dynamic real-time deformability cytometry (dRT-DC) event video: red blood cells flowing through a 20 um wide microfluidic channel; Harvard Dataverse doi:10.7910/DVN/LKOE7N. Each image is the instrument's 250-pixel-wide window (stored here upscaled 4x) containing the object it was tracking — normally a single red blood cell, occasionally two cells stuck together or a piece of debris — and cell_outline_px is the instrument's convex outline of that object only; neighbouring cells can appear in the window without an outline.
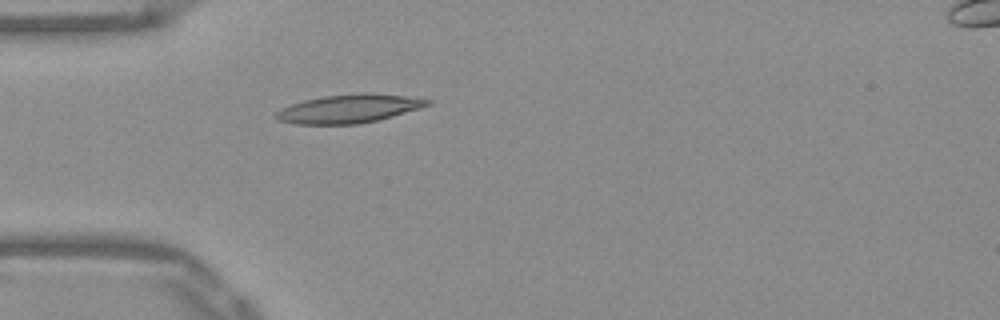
{"species": "Egyptian fruit bat (a non-hibernating species)", "species_latin": "Rousettus aegyptiacus", "temperature_condition": "warm", "stored_images_in_passage": 38, "camera_frame_rate_fps": 3000, "um_per_image_px": 0.085, "frame": {"image": 1, "passage_image": 1, "time_ms": 0.0, "image_size_px": [1000, 320], "cell_outline_px": [[432, 104], [420, 108], [392, 116], [376, 120], [356, 124], [296, 124], [280, 120], [276, 116], [276, 112], [280, 108], [304, 100], [324, 96], [364, 92], [404, 96], [432, 100]], "centroid_in_image_um": [29.67, 9.23], "position_along_channel_um": 55.3, "area_um2": 24.85}}
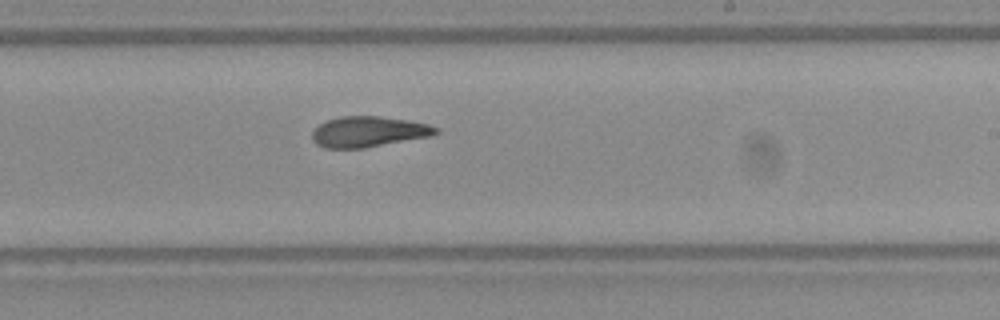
{"frame": {"image": 2, "passage_image": 17, "time_ms": 5.333, "image_size_px": [1000, 320], "cell_outline_px": [[440, 132], [428, 136], [364, 148], [324, 148], [316, 144], [312, 140], [312, 132], [320, 124], [328, 120], [340, 116], [380, 116], [408, 120], [428, 124], [440, 128]], "centroid_in_image_um": [31.31, 11.19], "position_along_channel_um": 257.7, "area_um2": 21.96}}
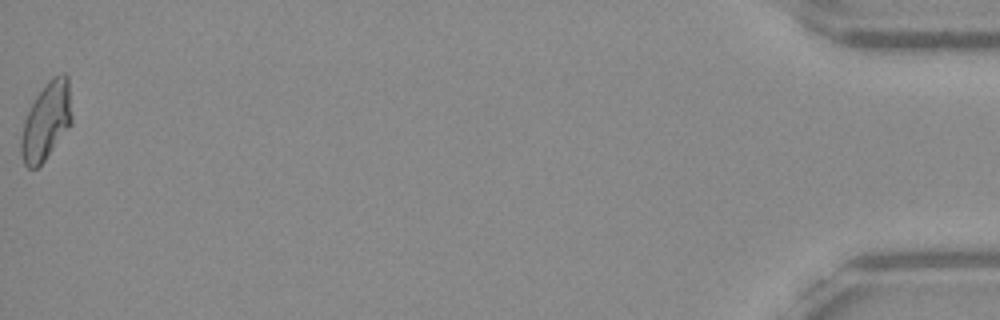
{"frame": {"image": 3, "passage_image": 38, "time_ms": 12.333, "image_size_px": [1000, 320], "cell_outline_px": [[72, 124], [44, 160], [36, 168], [28, 168], [24, 164], [20, 152], [20, 144], [24, 120], [36, 96], [48, 80], [52, 76], [60, 72], [64, 72], [68, 76], [72, 116]], "centroid_in_image_um": [3.95, 10.26], "position_along_channel_um": 431.3, "area_um2": 22.95}, "authors_computed_cell_mechanics": {"area_um2": 22.5709, "velocity_mm_per_s": 3.8963, "shape_relaxation_time_tau1_ms": null, "shape_relaxation_time_tau2_ms": 3.5727, "deformation_change_tau1": null, "deformation_change_tau2": 0.117}}